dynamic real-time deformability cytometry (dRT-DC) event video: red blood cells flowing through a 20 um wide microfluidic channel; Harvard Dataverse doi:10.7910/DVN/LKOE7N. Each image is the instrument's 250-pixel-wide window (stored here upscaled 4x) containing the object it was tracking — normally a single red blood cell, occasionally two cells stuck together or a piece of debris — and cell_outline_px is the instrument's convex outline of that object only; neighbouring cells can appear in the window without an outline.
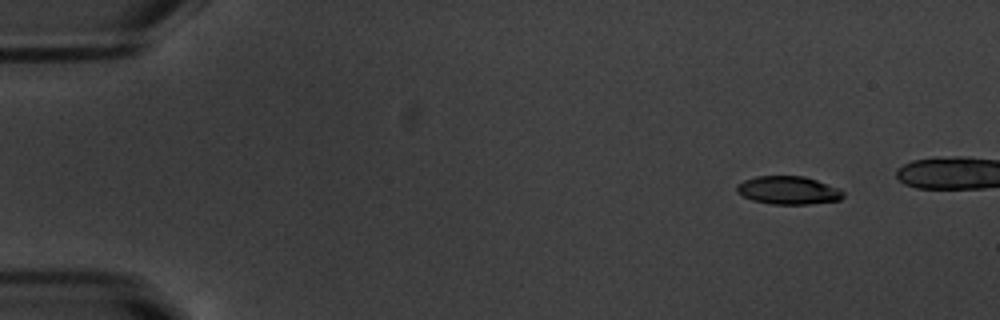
{"species": "common noctule bat (a hibernating species)", "species_latin": "Nyctalus noctula", "temperature_condition": "warm", "stored_images_in_passage": 43, "camera_frame_rate_fps": 3000, "um_per_image_px": 0.085, "animal": {"sex": "male", "body_mass_g": 20.1, "forearm_length_mm": 53.5}, "frame": {"image": 1, "passage_image": 1, "time_ms": 0.0, "image_size_px": [1000, 320], "cell_outline_px": [[844, 196], [840, 200], [808, 204], [772, 204], [752, 200], [736, 192], [736, 184], [744, 180], [756, 176], [804, 176], [840, 188], [844, 192]], "centroid_in_image_um": [67.0, 16.17], "position_along_channel_um": 18.0, "area_um2": 17.51}}
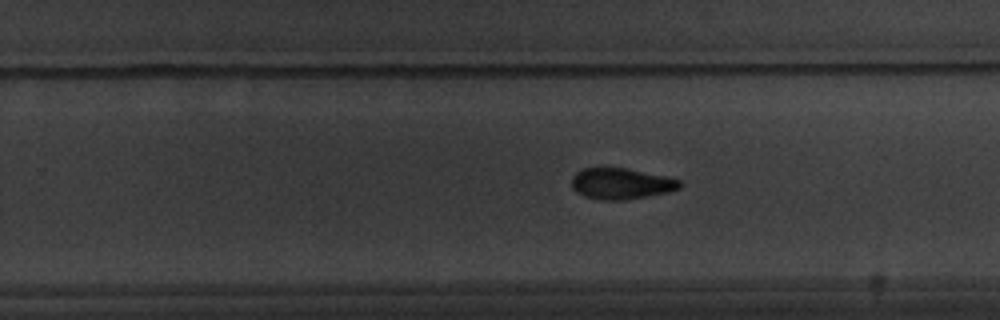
{"frame": {"image": 2, "passage_image": 30, "time_ms": 9.667, "image_size_px": [1000, 320], "cell_outline_px": [[684, 184], [680, 188], [668, 192], [648, 196], [624, 200], [600, 200], [584, 196], [576, 192], [572, 188], [572, 176], [580, 168], [624, 168], [664, 176], [680, 180]], "centroid_in_image_um": [52.78, 15.62], "position_along_channel_um": 277.0, "area_um2": 19.59}}
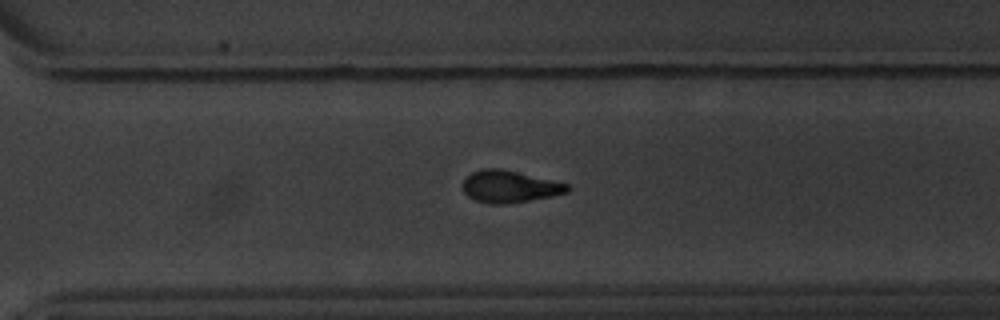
{"frame": {"image": 3, "passage_image": 34, "time_ms": 11.0, "image_size_px": [1000, 320], "cell_outline_px": [[572, 188], [568, 192], [552, 196], [504, 204], [488, 204], [476, 200], [468, 196], [464, 192], [464, 180], [472, 172], [484, 168], [500, 168], [552, 180], [568, 184]], "centroid_in_image_um": [43.33, 15.86], "position_along_channel_um": 327.3, "area_um2": 19.31}}